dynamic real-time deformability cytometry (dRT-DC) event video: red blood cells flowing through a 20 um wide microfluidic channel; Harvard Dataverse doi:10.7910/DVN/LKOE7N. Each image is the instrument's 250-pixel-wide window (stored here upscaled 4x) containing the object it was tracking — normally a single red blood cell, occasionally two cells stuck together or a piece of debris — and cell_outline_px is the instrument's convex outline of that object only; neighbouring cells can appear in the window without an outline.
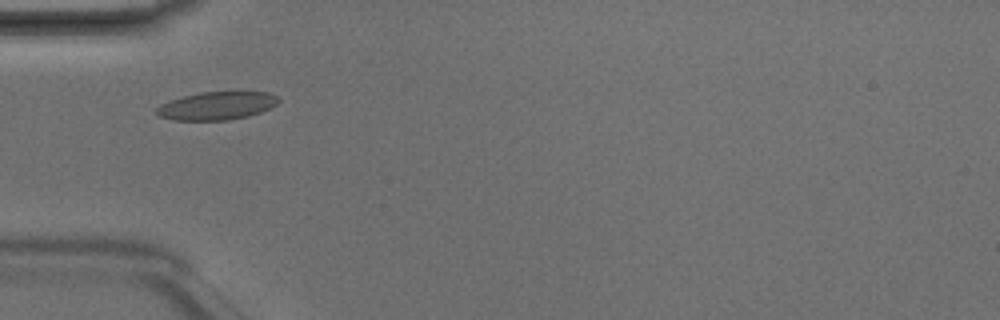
{"species": "Egyptian fruit bat (a non-hibernating species)", "species_latin": "Rousettus aegyptiacus", "temperature_condition": "room temperature", "stored_images_in_passage": 3, "camera_frame_rate_fps": 3000, "um_per_image_px": 0.085, "animal": {"sex": "male"}, "frame": {"image": 1, "passage_image": 2, "time_ms": 0.333, "image_size_px": [1000, 320], "cell_outline_px": [[280, 100], [276, 104], [260, 112], [248, 116], [228, 120], [172, 120], [160, 116], [156, 112], [156, 108], [160, 104], [168, 100], [200, 92], [268, 92], [280, 96]], "centroid_in_image_um": [18.42, 8.98], "position_along_channel_um": 66.6, "area_um2": 19.94}}